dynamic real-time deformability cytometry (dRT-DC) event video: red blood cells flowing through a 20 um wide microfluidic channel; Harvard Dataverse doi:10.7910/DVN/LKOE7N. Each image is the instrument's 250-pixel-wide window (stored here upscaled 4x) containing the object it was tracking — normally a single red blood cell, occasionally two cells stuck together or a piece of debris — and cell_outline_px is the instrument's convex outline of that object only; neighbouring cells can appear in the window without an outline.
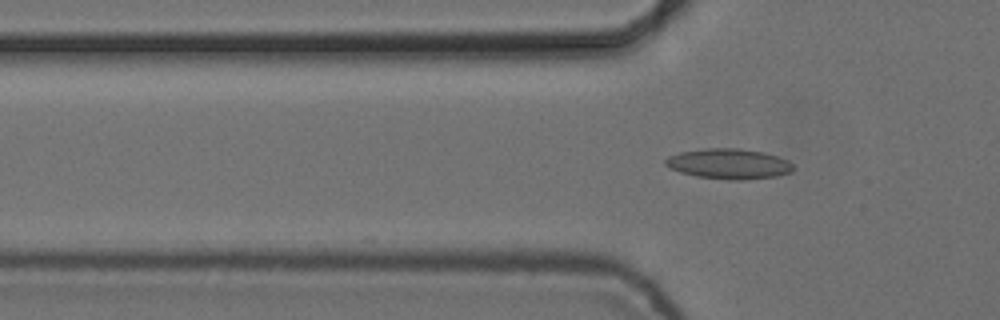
{"species": "common noctule bat (a hibernating species)", "species_latin": "Nyctalus noctula", "temperature_condition": "cold", "stored_images_in_passage": 5, "camera_frame_rate_fps": 3000, "um_per_image_px": 0.085, "animal": {"sex": "female", "body_mass_g": 24.6, "forearm_length_mm": 56.2}, "frame": {"image": 1, "passage_image": 5, "time_ms": 1.333, "image_size_px": [1000, 320], "cell_outline_px": [[792, 172], [776, 176], [744, 180], [728, 180], [696, 176], [680, 172], [664, 164], [664, 160], [668, 156], [680, 152], [704, 148], [740, 148], [764, 152], [788, 160], [792, 164]], "centroid_in_image_um": [61.94, 13.92], "position_along_channel_um": 63.9, "area_um2": 22.6}}